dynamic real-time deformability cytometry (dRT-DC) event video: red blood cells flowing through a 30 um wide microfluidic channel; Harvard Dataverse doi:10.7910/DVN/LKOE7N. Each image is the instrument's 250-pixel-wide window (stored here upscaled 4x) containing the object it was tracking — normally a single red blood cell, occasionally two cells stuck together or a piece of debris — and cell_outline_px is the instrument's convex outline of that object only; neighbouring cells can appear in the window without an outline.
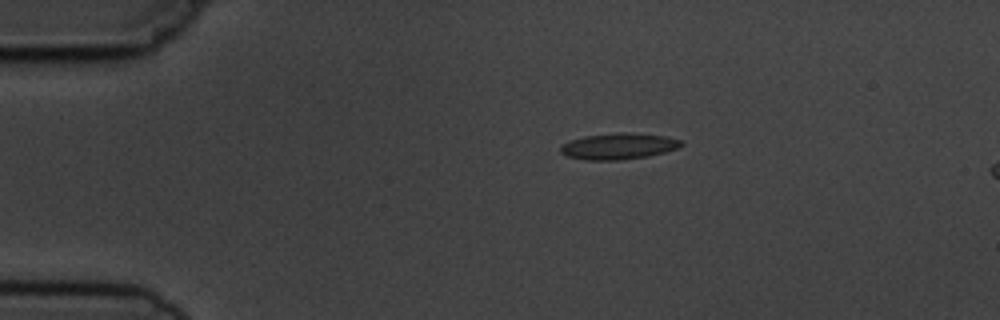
{"species": "common noctule bat (a hibernating species)", "species_latin": "Nyctalus noctula", "temperature_condition": "cold", "stored_images_in_passage": 5, "camera_frame_rate_fps": 3000, "um_per_image_px": 0.085, "animal": {"sex": "male", "body_mass_g": 19.5, "forearm_length_mm": 54.6}, "frame": {"image": 1, "passage_image": 3, "time_ms": 2.333, "image_size_px": [1000, 320], "cell_outline_px": [[684, 144], [676, 148], [664, 152], [648, 156], [620, 160], [584, 160], [564, 156], [560, 152], [560, 148], [564, 144], [572, 140], [584, 136], [616, 132], [624, 132], [668, 136], [684, 140]], "centroid_in_image_um": [52.59, 12.43], "position_along_channel_um": 32.4, "area_um2": 18.55}}